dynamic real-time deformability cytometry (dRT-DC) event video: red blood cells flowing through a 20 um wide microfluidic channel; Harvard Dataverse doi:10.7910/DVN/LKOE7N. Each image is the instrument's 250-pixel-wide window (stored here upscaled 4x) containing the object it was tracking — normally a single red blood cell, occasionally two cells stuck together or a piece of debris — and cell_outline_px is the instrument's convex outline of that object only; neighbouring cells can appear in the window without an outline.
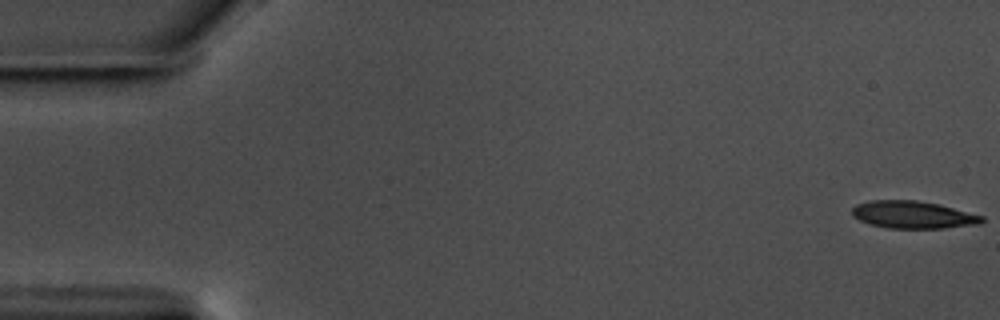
{"species": "common noctule bat (a hibernating species)", "species_latin": "Nyctalus noctula", "temperature_condition": "warm", "stored_images_in_passage": 6, "camera_frame_rate_fps": 3000, "um_per_image_px": 0.085, "animal": {"sex": "male", "body_mass_g": 17.5, "forearm_length_mm": 52.3}, "frame": {"image": 1, "passage_image": 1, "time_ms": 0.0, "image_size_px": [1000, 320], "cell_outline_px": [[984, 220], [980, 224], [944, 228], [888, 228], [872, 224], [860, 220], [852, 216], [852, 208], [856, 204], [872, 200], [916, 200], [940, 204], [984, 216]], "centroid_in_image_um": [77.63, 18.25], "position_along_channel_um": 7.4, "area_um2": 20.75}}